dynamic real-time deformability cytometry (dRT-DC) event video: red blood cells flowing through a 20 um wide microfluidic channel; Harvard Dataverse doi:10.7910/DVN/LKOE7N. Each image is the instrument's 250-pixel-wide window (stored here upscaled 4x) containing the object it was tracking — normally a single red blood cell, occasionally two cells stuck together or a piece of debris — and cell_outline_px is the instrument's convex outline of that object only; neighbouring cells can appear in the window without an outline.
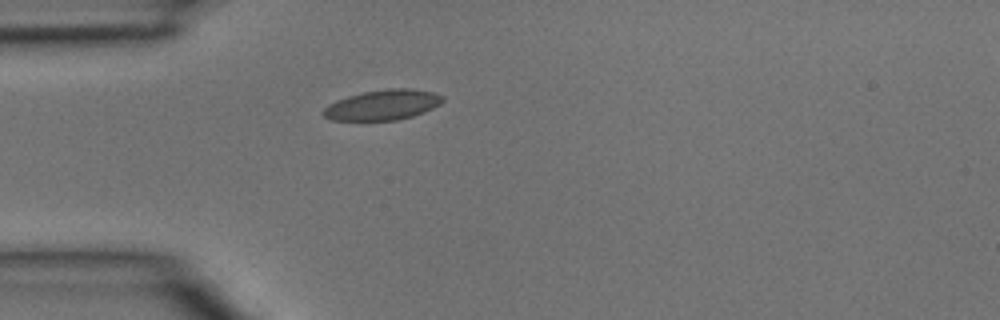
{"species": "common noctule bat (a hibernating species)", "species_latin": "Nyctalus noctula", "temperature_condition": "room temperature", "stored_images_in_passage": 4, "camera_frame_rate_fps": 3000, "um_per_image_px": 0.085, "animal": {"sex": "male", "body_mass_g": 15.6}, "frame": {"image": 1, "passage_image": 4, "time_ms": 1.0, "image_size_px": [1000, 320], "cell_outline_px": [[444, 100], [440, 104], [424, 112], [412, 116], [396, 120], [332, 120], [324, 116], [320, 112], [328, 104], [336, 100], [348, 96], [364, 92], [388, 88], [408, 88], [432, 92], [444, 96]], "centroid_in_image_um": [32.52, 8.91], "position_along_channel_um": 52.5, "area_um2": 20.98}}